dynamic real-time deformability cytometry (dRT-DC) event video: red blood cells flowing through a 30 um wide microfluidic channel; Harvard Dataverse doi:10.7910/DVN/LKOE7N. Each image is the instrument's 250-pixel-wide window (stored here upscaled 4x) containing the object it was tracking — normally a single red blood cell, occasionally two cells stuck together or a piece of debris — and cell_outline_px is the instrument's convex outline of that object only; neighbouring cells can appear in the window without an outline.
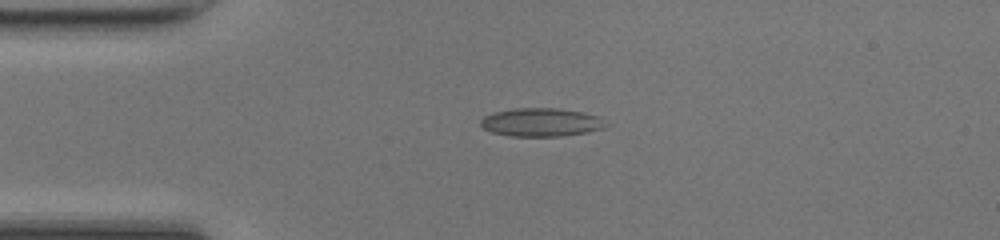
{"species": "common noctule bat (a hibernating species)", "species_latin": "Nyctalus noctula", "temperature_condition": "room temperature", "stored_images_in_passage": 38, "camera_frame_rate_fps": 3000, "um_per_image_px": 0.085, "animal": {"sex": "female", "body_mass_g": 17.0, "forearm_length_mm": 48.0}, "frame": {"image": 1, "passage_image": 1, "time_ms": 0.0, "image_size_px": [1000, 240], "cell_outline_px": [[608, 124], [604, 128], [584, 132], [560, 136], [508, 136], [492, 132], [484, 128], [480, 124], [480, 120], [484, 116], [496, 112], [512, 108], [556, 108], [580, 112], [596, 116]], "centroid_in_image_um": [45.95, 10.39], "position_along_channel_um": 39.1, "area_um2": 20.4}}
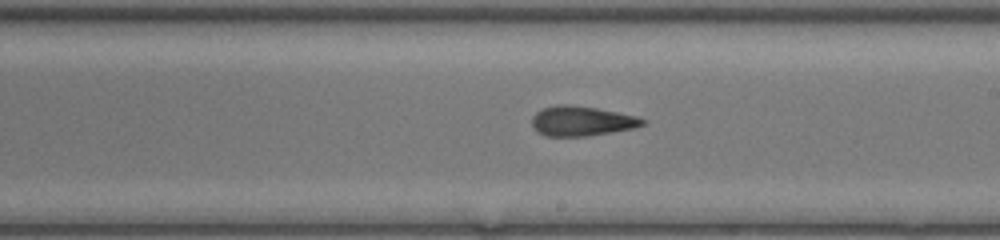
{"frame": {"image": 2, "passage_image": 17, "time_ms": 5.333, "image_size_px": [1000, 240], "cell_outline_px": [[648, 120], [644, 124], [632, 128], [588, 136], [544, 136], [536, 132], [532, 128], [532, 116], [536, 112], [544, 108], [556, 104], [568, 104], [596, 108], [636, 116]], "centroid_in_image_um": [49.39, 10.29], "position_along_channel_um": 239.6, "area_um2": 19.25}}
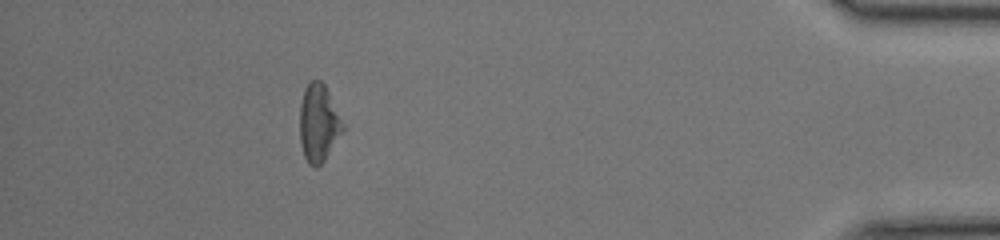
{"frame": {"image": 3, "passage_image": 33, "time_ms": 10.667, "image_size_px": [1000, 240], "cell_outline_px": [[344, 128], [324, 160], [316, 168], [312, 168], [308, 164], [304, 156], [300, 140], [300, 104], [304, 88], [312, 80], [320, 80], [324, 84], [344, 124]], "centroid_in_image_um": [27.05, 10.47], "position_along_channel_um": 408.1, "area_um2": 19.19}, "authors_computed_cell_mechanics": {"area_um2": 19.2763, "velocity_mm_per_s": 4.2837, "shape_relaxation_time_tau1_ms": 4.8425, "shape_relaxation_time_tau2_ms": 2.3448, "deformation_change_tau1": 0.1623, "deformation_change_tau2": 0.1217}}